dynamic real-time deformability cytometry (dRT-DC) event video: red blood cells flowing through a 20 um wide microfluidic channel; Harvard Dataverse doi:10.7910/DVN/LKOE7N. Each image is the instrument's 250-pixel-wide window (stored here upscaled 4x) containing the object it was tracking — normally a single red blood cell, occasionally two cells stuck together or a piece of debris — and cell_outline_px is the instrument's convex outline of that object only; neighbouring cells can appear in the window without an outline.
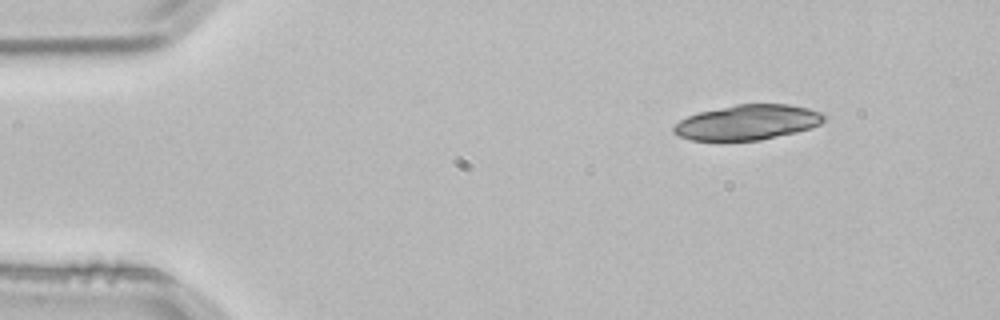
{"species": "common noctule bat (a hibernating species)", "species_latin": "Nyctalus noctula", "temperature_condition": "room temperature", "stored_images_in_passage": 3, "segment_of_instrument_passage": [1, 2], "camera_frame_rate_fps": 3000, "um_per_image_px": 0.085, "animal": {"sex": "male", "body_mass_g": 21.5, "forearm_length_mm": 52.0}, "frame": {"image": 1, "passage_image": 1, "time_ms": 0.0, "image_size_px": [1000, 320], "cell_outline_px": [[824, 120], [820, 124], [796, 132], [760, 140], [692, 140], [680, 136], [672, 132], [672, 128], [680, 120], [688, 116], [700, 112], [736, 104], [788, 104], [808, 108], [820, 112], [824, 116]], "centroid_in_image_um": [63.53, 10.39], "position_along_channel_um": 21.5, "area_um2": 30.4}}